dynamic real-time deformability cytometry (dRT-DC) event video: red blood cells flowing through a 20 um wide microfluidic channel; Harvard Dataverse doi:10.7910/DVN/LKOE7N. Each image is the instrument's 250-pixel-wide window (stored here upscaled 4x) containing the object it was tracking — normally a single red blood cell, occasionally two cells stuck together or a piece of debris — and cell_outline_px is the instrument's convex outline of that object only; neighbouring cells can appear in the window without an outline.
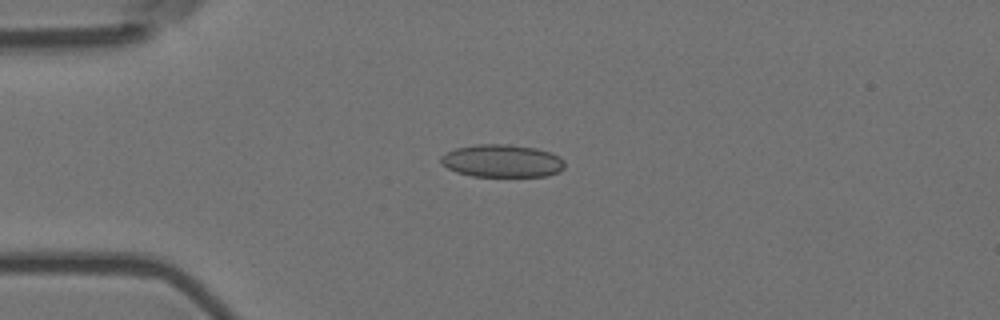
{"species": "Egyptian fruit bat (a non-hibernating species)", "species_latin": "Rousettus aegyptiacus", "temperature_condition": "room temperature", "stored_images_in_passage": 44, "camera_frame_rate_fps": 3000, "um_per_image_px": 0.085, "animal": {"sex": "female"}, "frame": {"image": 1, "passage_image": 2, "time_ms": 0.333, "image_size_px": [1000, 320], "cell_outline_px": [[564, 168], [560, 172], [548, 176], [472, 176], [456, 172], [448, 168], [440, 160], [440, 156], [456, 148], [476, 144], [508, 144], [536, 148], [552, 152], [560, 156], [564, 160]], "centroid_in_image_um": [42.72, 13.67], "position_along_channel_um": 42.3, "area_um2": 23.76}}
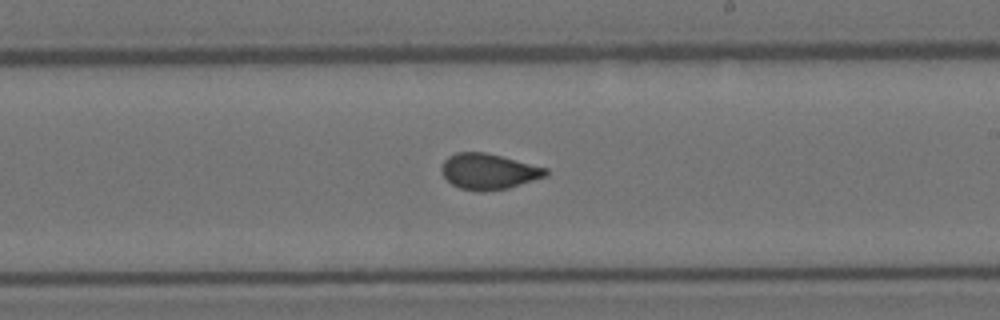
{"frame": {"image": 2, "passage_image": 21, "time_ms": 6.667, "image_size_px": [1000, 320], "cell_outline_px": [[548, 176], [508, 188], [480, 192], [460, 188], [452, 184], [440, 172], [440, 168], [444, 160], [448, 156], [456, 152], [484, 152], [548, 168]], "centroid_in_image_um": [41.52, 14.57], "position_along_channel_um": 247.5, "area_um2": 21.73}}
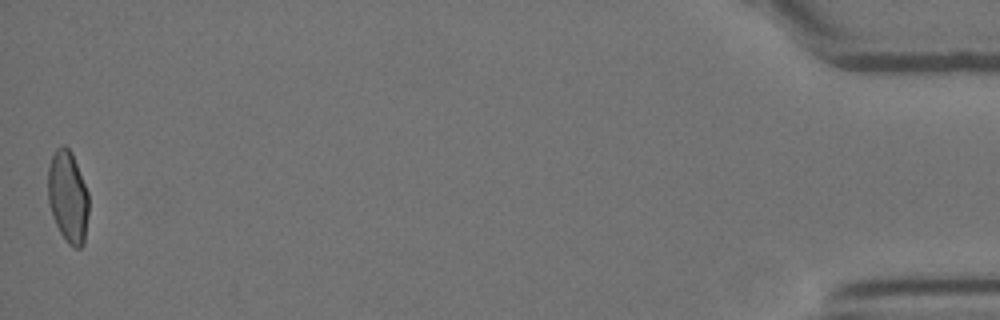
{"frame": {"image": 3, "passage_image": 44, "time_ms": 14.333, "image_size_px": [1000, 320], "cell_outline_px": [[88, 212], [84, 244], [80, 248], [76, 248], [68, 244], [60, 232], [52, 216], [48, 204], [48, 168], [52, 156], [56, 148], [64, 144], [72, 152], [88, 192]], "centroid_in_image_um": [5.77, 16.72], "position_along_channel_um": 429.4, "area_um2": 21.91}, "authors_computed_cell_mechanics": {"area_um2": 21.9351, "velocity_mm_per_s": 3.5949, "shape_relaxation_time_tau1_ms": 11.0336, "shape_relaxation_time_tau2_ms": 1.0584, "deformation_change_tau1": 0.1965, "deformation_change_tau2": 0.0514}}